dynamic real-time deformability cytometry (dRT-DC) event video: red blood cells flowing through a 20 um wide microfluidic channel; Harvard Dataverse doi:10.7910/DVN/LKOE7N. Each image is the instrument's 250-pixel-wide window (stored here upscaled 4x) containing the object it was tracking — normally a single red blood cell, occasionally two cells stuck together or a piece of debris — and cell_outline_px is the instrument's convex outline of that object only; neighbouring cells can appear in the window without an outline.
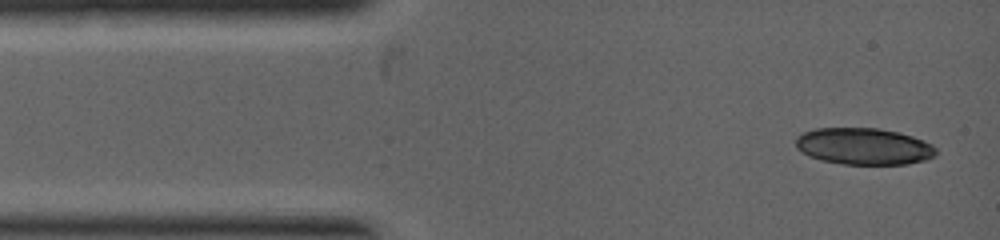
{"species": "common noctule bat (a hibernating species)", "species_latin": "Nyctalus noctula", "temperature_condition": "warm", "stored_images_in_passage": 3, "camera_frame_rate_fps": 5000, "um_per_image_px": 0.085, "animal": {"sex": "female", "body_mass_g": 19.0, "forearm_length_mm": 53.3}, "frame": {"image": 1, "passage_image": 1, "time_ms": 0.0, "image_size_px": [1000, 240], "cell_outline_px": [[936, 152], [932, 156], [924, 160], [908, 164], [844, 164], [820, 160], [808, 156], [796, 148], [796, 136], [804, 132], [816, 128], [880, 128], [900, 132], [924, 140], [932, 144], [936, 148]], "centroid_in_image_um": [73.4, 12.43], "position_along_channel_um": 11.6, "area_um2": 30.11}}